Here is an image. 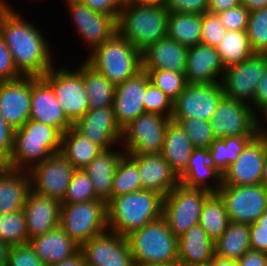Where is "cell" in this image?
I'll use <instances>...</instances> for the list:
<instances>
[{
	"label": "cell",
	"mask_w": 267,
	"mask_h": 266,
	"mask_svg": "<svg viewBox=\"0 0 267 266\" xmlns=\"http://www.w3.org/2000/svg\"><path fill=\"white\" fill-rule=\"evenodd\" d=\"M7 6L0 15V35L9 48L17 70L23 76L42 77L54 63L50 42L40 28Z\"/></svg>",
	"instance_id": "1"
},
{
	"label": "cell",
	"mask_w": 267,
	"mask_h": 266,
	"mask_svg": "<svg viewBox=\"0 0 267 266\" xmlns=\"http://www.w3.org/2000/svg\"><path fill=\"white\" fill-rule=\"evenodd\" d=\"M163 199L161 194L144 189L112 198L107 203L108 230L126 237L160 219Z\"/></svg>",
	"instance_id": "2"
},
{
	"label": "cell",
	"mask_w": 267,
	"mask_h": 266,
	"mask_svg": "<svg viewBox=\"0 0 267 266\" xmlns=\"http://www.w3.org/2000/svg\"><path fill=\"white\" fill-rule=\"evenodd\" d=\"M168 15L164 6L126 1L117 18V32L142 52L167 36Z\"/></svg>",
	"instance_id": "3"
},
{
	"label": "cell",
	"mask_w": 267,
	"mask_h": 266,
	"mask_svg": "<svg viewBox=\"0 0 267 266\" xmlns=\"http://www.w3.org/2000/svg\"><path fill=\"white\" fill-rule=\"evenodd\" d=\"M86 55L85 61L115 85L142 70V52L118 32Z\"/></svg>",
	"instance_id": "4"
},
{
	"label": "cell",
	"mask_w": 267,
	"mask_h": 266,
	"mask_svg": "<svg viewBox=\"0 0 267 266\" xmlns=\"http://www.w3.org/2000/svg\"><path fill=\"white\" fill-rule=\"evenodd\" d=\"M126 239L135 266L178 261V238L163 217L131 232Z\"/></svg>",
	"instance_id": "5"
},
{
	"label": "cell",
	"mask_w": 267,
	"mask_h": 266,
	"mask_svg": "<svg viewBox=\"0 0 267 266\" xmlns=\"http://www.w3.org/2000/svg\"><path fill=\"white\" fill-rule=\"evenodd\" d=\"M79 246L108 230L107 202L101 199L61 204L60 225Z\"/></svg>",
	"instance_id": "6"
},
{
	"label": "cell",
	"mask_w": 267,
	"mask_h": 266,
	"mask_svg": "<svg viewBox=\"0 0 267 266\" xmlns=\"http://www.w3.org/2000/svg\"><path fill=\"white\" fill-rule=\"evenodd\" d=\"M56 66L49 69L42 78L52 87L63 113L74 124L89 110L83 83V61L77 70L64 65L57 68Z\"/></svg>",
	"instance_id": "7"
},
{
	"label": "cell",
	"mask_w": 267,
	"mask_h": 266,
	"mask_svg": "<svg viewBox=\"0 0 267 266\" xmlns=\"http://www.w3.org/2000/svg\"><path fill=\"white\" fill-rule=\"evenodd\" d=\"M211 194L180 183L164 197L162 217L177 238L191 226L199 224L202 207Z\"/></svg>",
	"instance_id": "8"
},
{
	"label": "cell",
	"mask_w": 267,
	"mask_h": 266,
	"mask_svg": "<svg viewBox=\"0 0 267 266\" xmlns=\"http://www.w3.org/2000/svg\"><path fill=\"white\" fill-rule=\"evenodd\" d=\"M171 118L145 112L122 129L123 150L126 154L162 153L164 135ZM123 142V143H122Z\"/></svg>",
	"instance_id": "9"
},
{
	"label": "cell",
	"mask_w": 267,
	"mask_h": 266,
	"mask_svg": "<svg viewBox=\"0 0 267 266\" xmlns=\"http://www.w3.org/2000/svg\"><path fill=\"white\" fill-rule=\"evenodd\" d=\"M215 139L224 137L256 136L258 116L249 104L223 96L210 120Z\"/></svg>",
	"instance_id": "10"
},
{
	"label": "cell",
	"mask_w": 267,
	"mask_h": 266,
	"mask_svg": "<svg viewBox=\"0 0 267 266\" xmlns=\"http://www.w3.org/2000/svg\"><path fill=\"white\" fill-rule=\"evenodd\" d=\"M217 194L223 200L229 221L250 225L267 211V189L262 184L229 186L222 183Z\"/></svg>",
	"instance_id": "11"
},
{
	"label": "cell",
	"mask_w": 267,
	"mask_h": 266,
	"mask_svg": "<svg viewBox=\"0 0 267 266\" xmlns=\"http://www.w3.org/2000/svg\"><path fill=\"white\" fill-rule=\"evenodd\" d=\"M224 96L221 82L188 83L173 102L171 119H201L210 121Z\"/></svg>",
	"instance_id": "12"
},
{
	"label": "cell",
	"mask_w": 267,
	"mask_h": 266,
	"mask_svg": "<svg viewBox=\"0 0 267 266\" xmlns=\"http://www.w3.org/2000/svg\"><path fill=\"white\" fill-rule=\"evenodd\" d=\"M75 171L61 153L53 154L28 171L31 190L62 202Z\"/></svg>",
	"instance_id": "13"
},
{
	"label": "cell",
	"mask_w": 267,
	"mask_h": 266,
	"mask_svg": "<svg viewBox=\"0 0 267 266\" xmlns=\"http://www.w3.org/2000/svg\"><path fill=\"white\" fill-rule=\"evenodd\" d=\"M75 30L90 52L117 32V19L95 12L80 0H65Z\"/></svg>",
	"instance_id": "14"
},
{
	"label": "cell",
	"mask_w": 267,
	"mask_h": 266,
	"mask_svg": "<svg viewBox=\"0 0 267 266\" xmlns=\"http://www.w3.org/2000/svg\"><path fill=\"white\" fill-rule=\"evenodd\" d=\"M266 64L267 54L255 53L243 62L226 68L221 79L224 95L250 105Z\"/></svg>",
	"instance_id": "15"
},
{
	"label": "cell",
	"mask_w": 267,
	"mask_h": 266,
	"mask_svg": "<svg viewBox=\"0 0 267 266\" xmlns=\"http://www.w3.org/2000/svg\"><path fill=\"white\" fill-rule=\"evenodd\" d=\"M85 266H135L126 237L107 230L80 246Z\"/></svg>",
	"instance_id": "16"
},
{
	"label": "cell",
	"mask_w": 267,
	"mask_h": 266,
	"mask_svg": "<svg viewBox=\"0 0 267 266\" xmlns=\"http://www.w3.org/2000/svg\"><path fill=\"white\" fill-rule=\"evenodd\" d=\"M266 153V143L258 133L223 173L222 183L229 186L261 184Z\"/></svg>",
	"instance_id": "17"
},
{
	"label": "cell",
	"mask_w": 267,
	"mask_h": 266,
	"mask_svg": "<svg viewBox=\"0 0 267 266\" xmlns=\"http://www.w3.org/2000/svg\"><path fill=\"white\" fill-rule=\"evenodd\" d=\"M73 127L103 150L120 146L122 129L116 121L113 106L88 110Z\"/></svg>",
	"instance_id": "18"
},
{
	"label": "cell",
	"mask_w": 267,
	"mask_h": 266,
	"mask_svg": "<svg viewBox=\"0 0 267 266\" xmlns=\"http://www.w3.org/2000/svg\"><path fill=\"white\" fill-rule=\"evenodd\" d=\"M31 76L0 82V115L14 130L30 119Z\"/></svg>",
	"instance_id": "19"
},
{
	"label": "cell",
	"mask_w": 267,
	"mask_h": 266,
	"mask_svg": "<svg viewBox=\"0 0 267 266\" xmlns=\"http://www.w3.org/2000/svg\"><path fill=\"white\" fill-rule=\"evenodd\" d=\"M30 119L53 126L62 133L73 126L63 113L52 87L42 77L31 76Z\"/></svg>",
	"instance_id": "20"
},
{
	"label": "cell",
	"mask_w": 267,
	"mask_h": 266,
	"mask_svg": "<svg viewBox=\"0 0 267 266\" xmlns=\"http://www.w3.org/2000/svg\"><path fill=\"white\" fill-rule=\"evenodd\" d=\"M146 93V70L116 85L113 101L117 123L123 129L139 115L145 113L144 96Z\"/></svg>",
	"instance_id": "21"
},
{
	"label": "cell",
	"mask_w": 267,
	"mask_h": 266,
	"mask_svg": "<svg viewBox=\"0 0 267 266\" xmlns=\"http://www.w3.org/2000/svg\"><path fill=\"white\" fill-rule=\"evenodd\" d=\"M139 171L142 189L150 190L165 197L180 184L178 175L162 154H127Z\"/></svg>",
	"instance_id": "22"
},
{
	"label": "cell",
	"mask_w": 267,
	"mask_h": 266,
	"mask_svg": "<svg viewBox=\"0 0 267 266\" xmlns=\"http://www.w3.org/2000/svg\"><path fill=\"white\" fill-rule=\"evenodd\" d=\"M225 71L216 47L196 44L188 47L185 76L187 83L221 82Z\"/></svg>",
	"instance_id": "23"
},
{
	"label": "cell",
	"mask_w": 267,
	"mask_h": 266,
	"mask_svg": "<svg viewBox=\"0 0 267 266\" xmlns=\"http://www.w3.org/2000/svg\"><path fill=\"white\" fill-rule=\"evenodd\" d=\"M29 240L60 225L61 202L30 190L23 207Z\"/></svg>",
	"instance_id": "24"
},
{
	"label": "cell",
	"mask_w": 267,
	"mask_h": 266,
	"mask_svg": "<svg viewBox=\"0 0 267 266\" xmlns=\"http://www.w3.org/2000/svg\"><path fill=\"white\" fill-rule=\"evenodd\" d=\"M188 47L168 36L142 51V69L185 73Z\"/></svg>",
	"instance_id": "25"
},
{
	"label": "cell",
	"mask_w": 267,
	"mask_h": 266,
	"mask_svg": "<svg viewBox=\"0 0 267 266\" xmlns=\"http://www.w3.org/2000/svg\"><path fill=\"white\" fill-rule=\"evenodd\" d=\"M62 140L14 138L11 156L5 165L10 169L29 171L53 154L60 153Z\"/></svg>",
	"instance_id": "26"
},
{
	"label": "cell",
	"mask_w": 267,
	"mask_h": 266,
	"mask_svg": "<svg viewBox=\"0 0 267 266\" xmlns=\"http://www.w3.org/2000/svg\"><path fill=\"white\" fill-rule=\"evenodd\" d=\"M180 183L189 188L217 193L222 174L210 163L208 148H194L186 170L179 176Z\"/></svg>",
	"instance_id": "27"
},
{
	"label": "cell",
	"mask_w": 267,
	"mask_h": 266,
	"mask_svg": "<svg viewBox=\"0 0 267 266\" xmlns=\"http://www.w3.org/2000/svg\"><path fill=\"white\" fill-rule=\"evenodd\" d=\"M30 190L28 171L0 165V215L23 209Z\"/></svg>",
	"instance_id": "28"
},
{
	"label": "cell",
	"mask_w": 267,
	"mask_h": 266,
	"mask_svg": "<svg viewBox=\"0 0 267 266\" xmlns=\"http://www.w3.org/2000/svg\"><path fill=\"white\" fill-rule=\"evenodd\" d=\"M113 147L103 150L83 170L91 179L95 195L105 202L111 200L113 178L120 159L126 154L123 149Z\"/></svg>",
	"instance_id": "29"
},
{
	"label": "cell",
	"mask_w": 267,
	"mask_h": 266,
	"mask_svg": "<svg viewBox=\"0 0 267 266\" xmlns=\"http://www.w3.org/2000/svg\"><path fill=\"white\" fill-rule=\"evenodd\" d=\"M36 255L46 266H52L74 255L80 246L59 226L29 240Z\"/></svg>",
	"instance_id": "30"
},
{
	"label": "cell",
	"mask_w": 267,
	"mask_h": 266,
	"mask_svg": "<svg viewBox=\"0 0 267 266\" xmlns=\"http://www.w3.org/2000/svg\"><path fill=\"white\" fill-rule=\"evenodd\" d=\"M214 245L199 224L193 225L178 238V261L183 266L207 264L215 253Z\"/></svg>",
	"instance_id": "31"
},
{
	"label": "cell",
	"mask_w": 267,
	"mask_h": 266,
	"mask_svg": "<svg viewBox=\"0 0 267 266\" xmlns=\"http://www.w3.org/2000/svg\"><path fill=\"white\" fill-rule=\"evenodd\" d=\"M193 149L186 133L171 120L165 131L161 154L178 177L186 170Z\"/></svg>",
	"instance_id": "32"
},
{
	"label": "cell",
	"mask_w": 267,
	"mask_h": 266,
	"mask_svg": "<svg viewBox=\"0 0 267 266\" xmlns=\"http://www.w3.org/2000/svg\"><path fill=\"white\" fill-rule=\"evenodd\" d=\"M102 151L73 126L62 134L60 153L75 169H84Z\"/></svg>",
	"instance_id": "33"
},
{
	"label": "cell",
	"mask_w": 267,
	"mask_h": 266,
	"mask_svg": "<svg viewBox=\"0 0 267 266\" xmlns=\"http://www.w3.org/2000/svg\"><path fill=\"white\" fill-rule=\"evenodd\" d=\"M83 83L89 101V110L113 106L116 85L85 60L83 61Z\"/></svg>",
	"instance_id": "34"
},
{
	"label": "cell",
	"mask_w": 267,
	"mask_h": 266,
	"mask_svg": "<svg viewBox=\"0 0 267 266\" xmlns=\"http://www.w3.org/2000/svg\"><path fill=\"white\" fill-rule=\"evenodd\" d=\"M202 15L169 13L167 36L178 43L191 47L201 43Z\"/></svg>",
	"instance_id": "35"
},
{
	"label": "cell",
	"mask_w": 267,
	"mask_h": 266,
	"mask_svg": "<svg viewBox=\"0 0 267 266\" xmlns=\"http://www.w3.org/2000/svg\"><path fill=\"white\" fill-rule=\"evenodd\" d=\"M214 248L215 254L237 261L250 250V225L230 221Z\"/></svg>",
	"instance_id": "36"
},
{
	"label": "cell",
	"mask_w": 267,
	"mask_h": 266,
	"mask_svg": "<svg viewBox=\"0 0 267 266\" xmlns=\"http://www.w3.org/2000/svg\"><path fill=\"white\" fill-rule=\"evenodd\" d=\"M255 136L215 139L208 148L210 163L223 175Z\"/></svg>",
	"instance_id": "37"
},
{
	"label": "cell",
	"mask_w": 267,
	"mask_h": 266,
	"mask_svg": "<svg viewBox=\"0 0 267 266\" xmlns=\"http://www.w3.org/2000/svg\"><path fill=\"white\" fill-rule=\"evenodd\" d=\"M216 49L225 69L237 65L255 54L247 31H227Z\"/></svg>",
	"instance_id": "38"
},
{
	"label": "cell",
	"mask_w": 267,
	"mask_h": 266,
	"mask_svg": "<svg viewBox=\"0 0 267 266\" xmlns=\"http://www.w3.org/2000/svg\"><path fill=\"white\" fill-rule=\"evenodd\" d=\"M229 222L223 200L217 193H212L202 207L199 225L216 242L226 231Z\"/></svg>",
	"instance_id": "39"
},
{
	"label": "cell",
	"mask_w": 267,
	"mask_h": 266,
	"mask_svg": "<svg viewBox=\"0 0 267 266\" xmlns=\"http://www.w3.org/2000/svg\"><path fill=\"white\" fill-rule=\"evenodd\" d=\"M139 190H142V184L137 164L125 154L115 171L111 199Z\"/></svg>",
	"instance_id": "40"
},
{
	"label": "cell",
	"mask_w": 267,
	"mask_h": 266,
	"mask_svg": "<svg viewBox=\"0 0 267 266\" xmlns=\"http://www.w3.org/2000/svg\"><path fill=\"white\" fill-rule=\"evenodd\" d=\"M0 241L10 246L29 243L23 209L0 215Z\"/></svg>",
	"instance_id": "41"
},
{
	"label": "cell",
	"mask_w": 267,
	"mask_h": 266,
	"mask_svg": "<svg viewBox=\"0 0 267 266\" xmlns=\"http://www.w3.org/2000/svg\"><path fill=\"white\" fill-rule=\"evenodd\" d=\"M99 199L91 179L83 169H76L61 204H75Z\"/></svg>",
	"instance_id": "42"
},
{
	"label": "cell",
	"mask_w": 267,
	"mask_h": 266,
	"mask_svg": "<svg viewBox=\"0 0 267 266\" xmlns=\"http://www.w3.org/2000/svg\"><path fill=\"white\" fill-rule=\"evenodd\" d=\"M247 34L255 53L267 54V8L249 13Z\"/></svg>",
	"instance_id": "43"
},
{
	"label": "cell",
	"mask_w": 267,
	"mask_h": 266,
	"mask_svg": "<svg viewBox=\"0 0 267 266\" xmlns=\"http://www.w3.org/2000/svg\"><path fill=\"white\" fill-rule=\"evenodd\" d=\"M156 87L161 89L173 102L188 84L185 73H177L170 70H146Z\"/></svg>",
	"instance_id": "44"
},
{
	"label": "cell",
	"mask_w": 267,
	"mask_h": 266,
	"mask_svg": "<svg viewBox=\"0 0 267 266\" xmlns=\"http://www.w3.org/2000/svg\"><path fill=\"white\" fill-rule=\"evenodd\" d=\"M178 123L194 148H209L215 140L210 121L201 119H171Z\"/></svg>",
	"instance_id": "45"
},
{
	"label": "cell",
	"mask_w": 267,
	"mask_h": 266,
	"mask_svg": "<svg viewBox=\"0 0 267 266\" xmlns=\"http://www.w3.org/2000/svg\"><path fill=\"white\" fill-rule=\"evenodd\" d=\"M145 112L157 113L168 118L173 115V101L152 82L146 71V93L144 96Z\"/></svg>",
	"instance_id": "46"
},
{
	"label": "cell",
	"mask_w": 267,
	"mask_h": 266,
	"mask_svg": "<svg viewBox=\"0 0 267 266\" xmlns=\"http://www.w3.org/2000/svg\"><path fill=\"white\" fill-rule=\"evenodd\" d=\"M62 132L50 125L29 119L21 128L14 130V138L35 140H62Z\"/></svg>",
	"instance_id": "47"
},
{
	"label": "cell",
	"mask_w": 267,
	"mask_h": 266,
	"mask_svg": "<svg viewBox=\"0 0 267 266\" xmlns=\"http://www.w3.org/2000/svg\"><path fill=\"white\" fill-rule=\"evenodd\" d=\"M226 32L217 14H202L201 44L216 47Z\"/></svg>",
	"instance_id": "48"
},
{
	"label": "cell",
	"mask_w": 267,
	"mask_h": 266,
	"mask_svg": "<svg viewBox=\"0 0 267 266\" xmlns=\"http://www.w3.org/2000/svg\"><path fill=\"white\" fill-rule=\"evenodd\" d=\"M249 11L242 5L218 13V17L227 31H246Z\"/></svg>",
	"instance_id": "49"
},
{
	"label": "cell",
	"mask_w": 267,
	"mask_h": 266,
	"mask_svg": "<svg viewBox=\"0 0 267 266\" xmlns=\"http://www.w3.org/2000/svg\"><path fill=\"white\" fill-rule=\"evenodd\" d=\"M7 266H46L27 243L11 246Z\"/></svg>",
	"instance_id": "50"
},
{
	"label": "cell",
	"mask_w": 267,
	"mask_h": 266,
	"mask_svg": "<svg viewBox=\"0 0 267 266\" xmlns=\"http://www.w3.org/2000/svg\"><path fill=\"white\" fill-rule=\"evenodd\" d=\"M17 70L12 54L0 35V82L11 81L22 77Z\"/></svg>",
	"instance_id": "51"
},
{
	"label": "cell",
	"mask_w": 267,
	"mask_h": 266,
	"mask_svg": "<svg viewBox=\"0 0 267 266\" xmlns=\"http://www.w3.org/2000/svg\"><path fill=\"white\" fill-rule=\"evenodd\" d=\"M209 0H167L165 8L169 13L204 14L208 12Z\"/></svg>",
	"instance_id": "52"
},
{
	"label": "cell",
	"mask_w": 267,
	"mask_h": 266,
	"mask_svg": "<svg viewBox=\"0 0 267 266\" xmlns=\"http://www.w3.org/2000/svg\"><path fill=\"white\" fill-rule=\"evenodd\" d=\"M14 129L0 115V165H6L12 150Z\"/></svg>",
	"instance_id": "53"
},
{
	"label": "cell",
	"mask_w": 267,
	"mask_h": 266,
	"mask_svg": "<svg viewBox=\"0 0 267 266\" xmlns=\"http://www.w3.org/2000/svg\"><path fill=\"white\" fill-rule=\"evenodd\" d=\"M91 10L118 18L127 0H80Z\"/></svg>",
	"instance_id": "54"
},
{
	"label": "cell",
	"mask_w": 267,
	"mask_h": 266,
	"mask_svg": "<svg viewBox=\"0 0 267 266\" xmlns=\"http://www.w3.org/2000/svg\"><path fill=\"white\" fill-rule=\"evenodd\" d=\"M250 107L257 116L267 108V64L264 67L262 77L259 79Z\"/></svg>",
	"instance_id": "55"
},
{
	"label": "cell",
	"mask_w": 267,
	"mask_h": 266,
	"mask_svg": "<svg viewBox=\"0 0 267 266\" xmlns=\"http://www.w3.org/2000/svg\"><path fill=\"white\" fill-rule=\"evenodd\" d=\"M250 249L267 253V230H258V224H250Z\"/></svg>",
	"instance_id": "56"
},
{
	"label": "cell",
	"mask_w": 267,
	"mask_h": 266,
	"mask_svg": "<svg viewBox=\"0 0 267 266\" xmlns=\"http://www.w3.org/2000/svg\"><path fill=\"white\" fill-rule=\"evenodd\" d=\"M237 262L239 266H267V253L250 249Z\"/></svg>",
	"instance_id": "57"
},
{
	"label": "cell",
	"mask_w": 267,
	"mask_h": 266,
	"mask_svg": "<svg viewBox=\"0 0 267 266\" xmlns=\"http://www.w3.org/2000/svg\"><path fill=\"white\" fill-rule=\"evenodd\" d=\"M242 0H209L208 12L218 14L240 5Z\"/></svg>",
	"instance_id": "58"
},
{
	"label": "cell",
	"mask_w": 267,
	"mask_h": 266,
	"mask_svg": "<svg viewBox=\"0 0 267 266\" xmlns=\"http://www.w3.org/2000/svg\"><path fill=\"white\" fill-rule=\"evenodd\" d=\"M52 266H85L84 257L79 249L74 255Z\"/></svg>",
	"instance_id": "59"
},
{
	"label": "cell",
	"mask_w": 267,
	"mask_h": 266,
	"mask_svg": "<svg viewBox=\"0 0 267 266\" xmlns=\"http://www.w3.org/2000/svg\"><path fill=\"white\" fill-rule=\"evenodd\" d=\"M209 263L211 264V266H239L237 261L219 256L215 253Z\"/></svg>",
	"instance_id": "60"
},
{
	"label": "cell",
	"mask_w": 267,
	"mask_h": 266,
	"mask_svg": "<svg viewBox=\"0 0 267 266\" xmlns=\"http://www.w3.org/2000/svg\"><path fill=\"white\" fill-rule=\"evenodd\" d=\"M241 4L249 11L267 8V0H242Z\"/></svg>",
	"instance_id": "61"
},
{
	"label": "cell",
	"mask_w": 267,
	"mask_h": 266,
	"mask_svg": "<svg viewBox=\"0 0 267 266\" xmlns=\"http://www.w3.org/2000/svg\"><path fill=\"white\" fill-rule=\"evenodd\" d=\"M11 246L0 241V266H7Z\"/></svg>",
	"instance_id": "62"
},
{
	"label": "cell",
	"mask_w": 267,
	"mask_h": 266,
	"mask_svg": "<svg viewBox=\"0 0 267 266\" xmlns=\"http://www.w3.org/2000/svg\"><path fill=\"white\" fill-rule=\"evenodd\" d=\"M134 4L165 6L167 0H127Z\"/></svg>",
	"instance_id": "63"
},
{
	"label": "cell",
	"mask_w": 267,
	"mask_h": 266,
	"mask_svg": "<svg viewBox=\"0 0 267 266\" xmlns=\"http://www.w3.org/2000/svg\"><path fill=\"white\" fill-rule=\"evenodd\" d=\"M258 230H267V211L260 215L256 220Z\"/></svg>",
	"instance_id": "64"
},
{
	"label": "cell",
	"mask_w": 267,
	"mask_h": 266,
	"mask_svg": "<svg viewBox=\"0 0 267 266\" xmlns=\"http://www.w3.org/2000/svg\"><path fill=\"white\" fill-rule=\"evenodd\" d=\"M261 184L267 189V153L263 164V176Z\"/></svg>",
	"instance_id": "65"
},
{
	"label": "cell",
	"mask_w": 267,
	"mask_h": 266,
	"mask_svg": "<svg viewBox=\"0 0 267 266\" xmlns=\"http://www.w3.org/2000/svg\"><path fill=\"white\" fill-rule=\"evenodd\" d=\"M263 116V117H262ZM261 118H264L261 121ZM266 120V121H265ZM265 121V122H264ZM263 123H267V108H265L259 115H258V126H263Z\"/></svg>",
	"instance_id": "66"
},
{
	"label": "cell",
	"mask_w": 267,
	"mask_h": 266,
	"mask_svg": "<svg viewBox=\"0 0 267 266\" xmlns=\"http://www.w3.org/2000/svg\"><path fill=\"white\" fill-rule=\"evenodd\" d=\"M258 133L264 139L266 146H267V128L265 125L258 126Z\"/></svg>",
	"instance_id": "67"
},
{
	"label": "cell",
	"mask_w": 267,
	"mask_h": 266,
	"mask_svg": "<svg viewBox=\"0 0 267 266\" xmlns=\"http://www.w3.org/2000/svg\"><path fill=\"white\" fill-rule=\"evenodd\" d=\"M142 266H183L179 261H175L168 264H149V265H142Z\"/></svg>",
	"instance_id": "68"
},
{
	"label": "cell",
	"mask_w": 267,
	"mask_h": 266,
	"mask_svg": "<svg viewBox=\"0 0 267 266\" xmlns=\"http://www.w3.org/2000/svg\"><path fill=\"white\" fill-rule=\"evenodd\" d=\"M6 7L7 5L4 2L0 1V15L6 9Z\"/></svg>",
	"instance_id": "69"
},
{
	"label": "cell",
	"mask_w": 267,
	"mask_h": 266,
	"mask_svg": "<svg viewBox=\"0 0 267 266\" xmlns=\"http://www.w3.org/2000/svg\"><path fill=\"white\" fill-rule=\"evenodd\" d=\"M0 1L4 2L7 6H10V3H8L7 0H0ZM6 1H7V2H6Z\"/></svg>",
	"instance_id": "70"
},
{
	"label": "cell",
	"mask_w": 267,
	"mask_h": 266,
	"mask_svg": "<svg viewBox=\"0 0 267 266\" xmlns=\"http://www.w3.org/2000/svg\"><path fill=\"white\" fill-rule=\"evenodd\" d=\"M196 266H211V264L207 263V264H201V265H196Z\"/></svg>",
	"instance_id": "71"
}]
</instances>
